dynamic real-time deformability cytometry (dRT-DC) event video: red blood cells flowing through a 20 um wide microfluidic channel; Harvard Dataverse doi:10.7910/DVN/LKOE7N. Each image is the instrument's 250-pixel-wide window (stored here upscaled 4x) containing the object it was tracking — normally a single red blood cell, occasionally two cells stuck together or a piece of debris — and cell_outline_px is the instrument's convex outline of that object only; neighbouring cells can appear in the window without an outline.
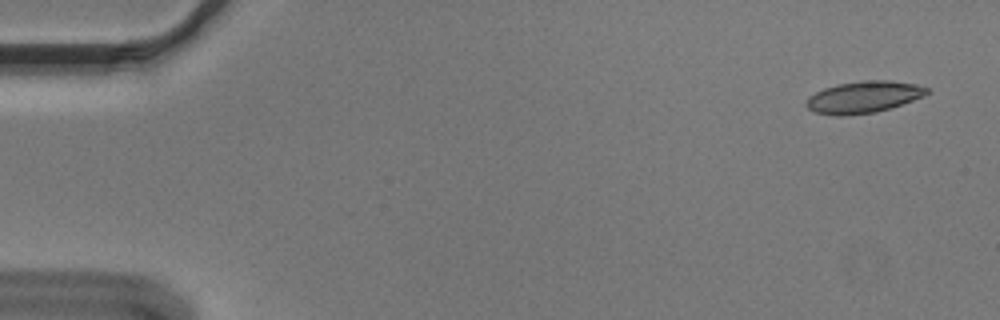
{"species": "Egyptian fruit bat (a non-hibernating species)", "species_latin": "Rousettus aegyptiacus", "temperature_condition": "cold", "stored_images_in_passage": 13, "camera_frame_rate_fps": 3000, "um_per_image_px": 0.085, "animal": {"sex": "male"}, "frame": {"image": 1, "passage_image": 3, "time_ms": 0.667, "image_size_px": [1000, 320], "cell_outline_px": [[928, 92], [924, 96], [876, 112], [840, 116], [836, 116], [812, 112], [804, 104], [808, 96], [824, 88], [836, 84], [864, 80], [888, 80], [916, 84], [928, 88]], "centroid_in_image_um": [73.34, 8.25], "position_along_channel_um": 11.7, "area_um2": 22.31}}